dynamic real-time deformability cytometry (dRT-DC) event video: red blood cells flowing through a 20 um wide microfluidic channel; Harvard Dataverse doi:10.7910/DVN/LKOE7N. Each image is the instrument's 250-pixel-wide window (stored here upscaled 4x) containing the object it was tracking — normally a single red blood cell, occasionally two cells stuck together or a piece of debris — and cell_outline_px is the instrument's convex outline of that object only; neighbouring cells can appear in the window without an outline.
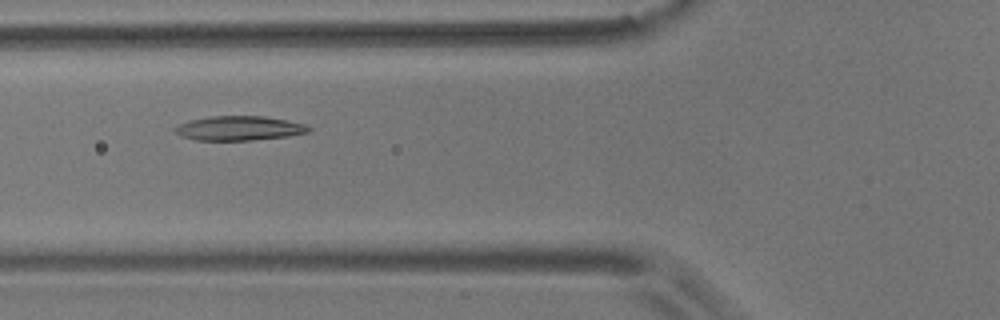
{"species": "common noctule bat (a hibernating species)", "species_latin": "Nyctalus noctula", "temperature_condition": "room temperature", "stored_images_in_passage": 22, "camera_frame_rate_fps": 3000, "um_per_image_px": 0.085, "animal": {"sex": "male", "body_mass_g": 17.9}, "frame": {"image": 1, "passage_image": 4, "time_ms": 1.0, "image_size_px": [1000, 320], "cell_outline_px": [[312, 132], [288, 136], [252, 140], [196, 140], [180, 136], [172, 128], [188, 120], [212, 116], [264, 116], [304, 124], [312, 128]], "centroid_in_image_um": [20.32, 10.9], "position_along_channel_um": 105.5, "area_um2": 19.02}}
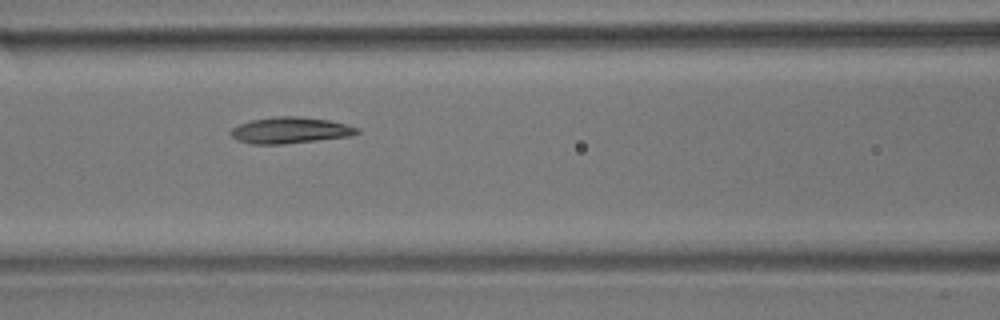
{"frame": {"image": 2, "passage_image": 7, "time_ms": 2.0, "image_size_px": [1000, 320], "cell_outline_px": [[360, 132], [348, 136], [284, 144], [252, 144], [236, 140], [228, 132], [232, 128], [240, 124], [252, 120], [276, 116], [300, 116], [328, 120], [348, 124], [360, 128]], "centroid_in_image_um": [24.65, 11.07], "position_along_channel_um": 141.9, "area_um2": 19.31}}
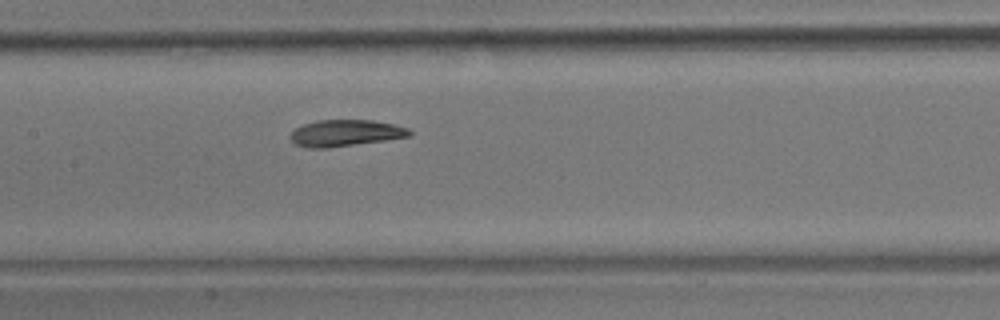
{"frame": {"image": 3, "passage_image": 10, "time_ms": 3.0, "image_size_px": [1000, 320], "cell_outline_px": [[412, 136], [328, 148], [308, 148], [296, 144], [288, 136], [296, 128], [304, 124], [316, 120], [372, 120], [392, 124], [408, 128], [412, 132]], "centroid_in_image_um": [29.35, 11.31], "position_along_channel_um": 178.0, "area_um2": 18.32}}